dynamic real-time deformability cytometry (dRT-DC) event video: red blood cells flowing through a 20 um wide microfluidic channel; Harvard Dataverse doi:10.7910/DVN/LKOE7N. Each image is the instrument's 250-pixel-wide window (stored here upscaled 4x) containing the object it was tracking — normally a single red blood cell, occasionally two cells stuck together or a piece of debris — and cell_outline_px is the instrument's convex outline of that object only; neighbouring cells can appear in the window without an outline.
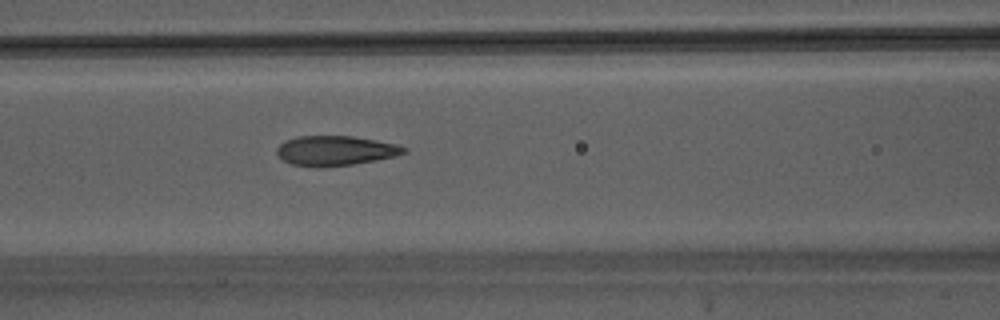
{"species": "Egyptian fruit bat (a non-hibernating species)", "species_latin": "Rousettus aegyptiacus", "temperature_condition": "warm", "stored_images_in_passage": 45, "camera_frame_rate_fps": 3000, "um_per_image_px": 0.085, "animal": {"sex": "male"}, "frame": {"image": 1, "passage_image": 20, "time_ms": 6.333, "image_size_px": [1000, 320], "cell_outline_px": [[408, 152], [376, 160], [352, 164], [324, 168], [316, 168], [292, 164], [284, 160], [276, 152], [276, 148], [280, 144], [296, 136], [352, 136], [376, 140], [396, 144], [408, 148]], "centroid_in_image_um": [28.5, 12.81], "position_along_channel_um": 138.1, "area_um2": 22.08}}
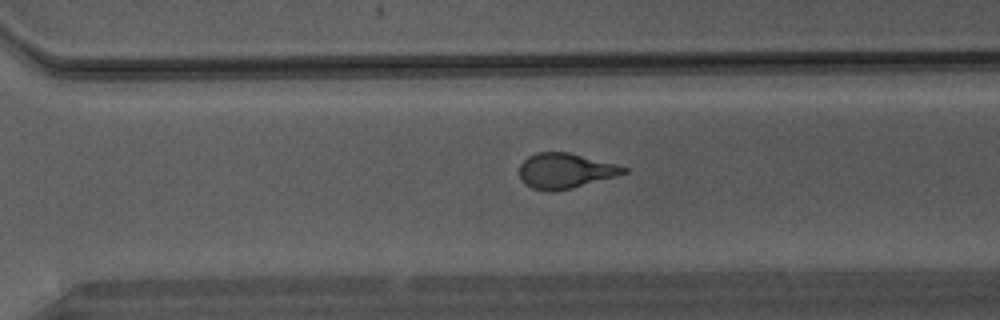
{"frame": {"image": 2, "passage_image": 32, "time_ms": 10.333, "image_size_px": [1000, 320], "cell_outline_px": [[628, 172], [616, 176], [572, 188], [552, 192], [532, 188], [524, 184], [520, 180], [520, 164], [528, 156], [536, 152], [568, 152], [616, 164], [628, 168]], "centroid_in_image_um": [48.02, 14.52], "position_along_channel_um": 322.6, "area_um2": 21.39}}
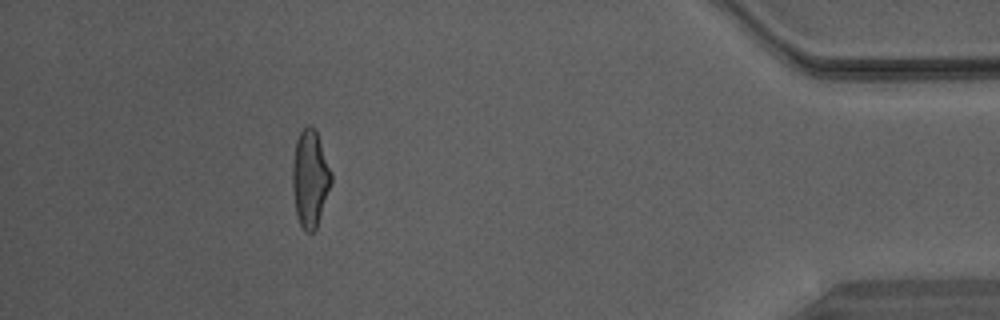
{"frame": {"image": 3, "passage_image": 41, "time_ms": 13.333, "image_size_px": [1000, 320], "cell_outline_px": [[332, 184], [316, 228], [312, 232], [304, 232], [296, 216], [292, 188], [292, 164], [296, 140], [300, 132], [308, 124], [312, 124], [316, 128], [332, 172]], "centroid_in_image_um": [26.36, 15.15], "position_along_channel_um": 408.8, "area_um2": 22.37}}